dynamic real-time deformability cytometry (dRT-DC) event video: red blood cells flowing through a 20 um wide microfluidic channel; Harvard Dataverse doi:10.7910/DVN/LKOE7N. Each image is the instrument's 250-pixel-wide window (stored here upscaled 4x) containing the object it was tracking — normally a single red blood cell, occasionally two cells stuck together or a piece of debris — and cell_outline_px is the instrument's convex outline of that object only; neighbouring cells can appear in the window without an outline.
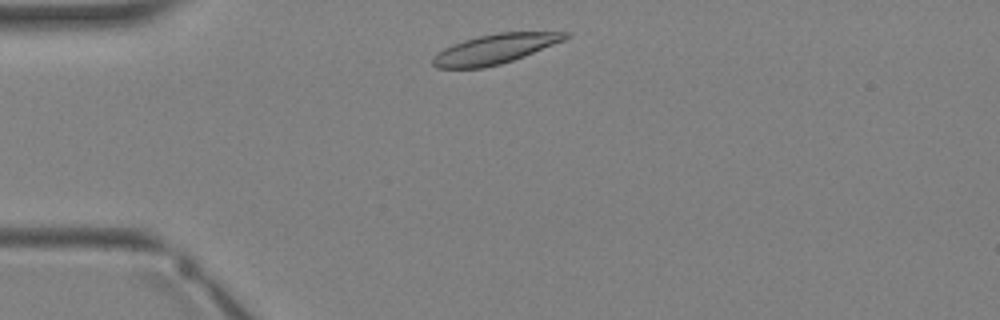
{"species": "Egyptian fruit bat (a non-hibernating species)", "species_latin": "Rousettus aegyptiacus", "temperature_condition": "warm", "stored_images_in_passage": 2, "camera_frame_rate_fps": 3000, "um_per_image_px": 0.085, "animal": {"sex": "female"}, "frame": {"image": 1, "passage_image": 1, "time_ms": 0.0, "image_size_px": [1000, 320], "cell_outline_px": [[572, 36], [564, 40], [524, 56], [500, 64], [484, 68], [436, 68], [432, 64], [432, 56], [444, 48], [452, 44], [464, 40], [480, 36], [500, 32], [572, 32]], "centroid_in_image_um": [42.06, 4.16], "position_along_channel_um": 42.9, "area_um2": 22.83}}
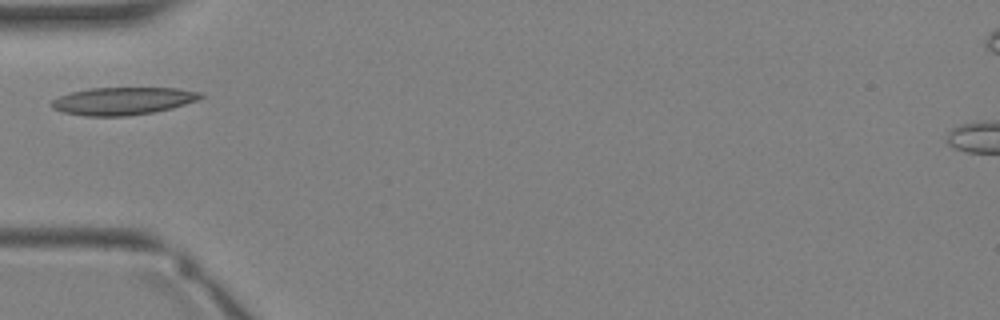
{"frame": {"image": 2, "passage_image": 2, "time_ms": 1.0, "image_size_px": [1000, 320], "cell_outline_px": [[204, 96], [196, 100], [172, 108], [152, 112], [128, 116], [88, 116], [64, 112], [52, 108], [48, 104], [52, 100], [60, 96], [72, 92], [88, 88], [176, 88], [200, 92]], "centroid_in_image_um": [10.41, 8.58], "position_along_channel_um": 74.6, "area_um2": 23.81}}